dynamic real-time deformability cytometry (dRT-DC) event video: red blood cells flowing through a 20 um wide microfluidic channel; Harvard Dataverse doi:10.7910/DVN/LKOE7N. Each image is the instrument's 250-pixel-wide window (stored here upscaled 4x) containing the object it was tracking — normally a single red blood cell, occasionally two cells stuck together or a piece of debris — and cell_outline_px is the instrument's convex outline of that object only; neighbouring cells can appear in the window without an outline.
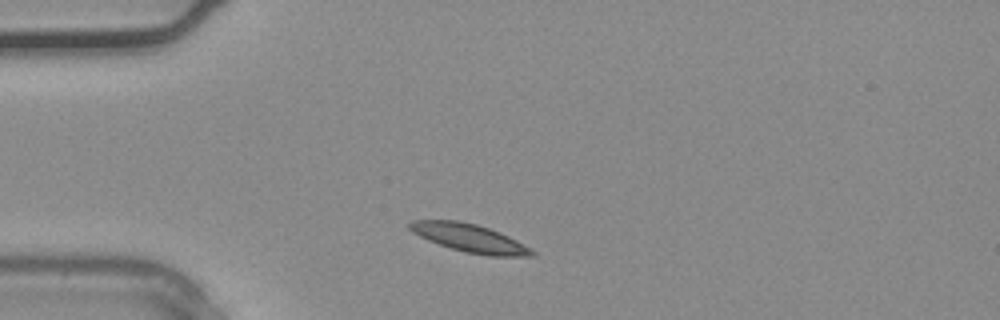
{"species": "common noctule bat (a hibernating species)", "species_latin": "Nyctalus noctula", "temperature_condition": "warm", "stored_images_in_passage": 29, "camera_frame_rate_fps": 3000, "um_per_image_px": 0.085, "animal": {"sex": "male", "body_mass_g": 20.4}, "frame": {"image": 1, "passage_image": 1, "time_ms": 0.0, "image_size_px": [1000, 320], "cell_outline_px": [[536, 256], [488, 256], [464, 252], [428, 240], [412, 232], [408, 228], [408, 224], [412, 220], [460, 220], [476, 224], [488, 228], [508, 236], [516, 240], [536, 252]], "centroid_in_image_um": [39.9, 20.23], "position_along_channel_um": 45.1, "area_um2": 19.94}}